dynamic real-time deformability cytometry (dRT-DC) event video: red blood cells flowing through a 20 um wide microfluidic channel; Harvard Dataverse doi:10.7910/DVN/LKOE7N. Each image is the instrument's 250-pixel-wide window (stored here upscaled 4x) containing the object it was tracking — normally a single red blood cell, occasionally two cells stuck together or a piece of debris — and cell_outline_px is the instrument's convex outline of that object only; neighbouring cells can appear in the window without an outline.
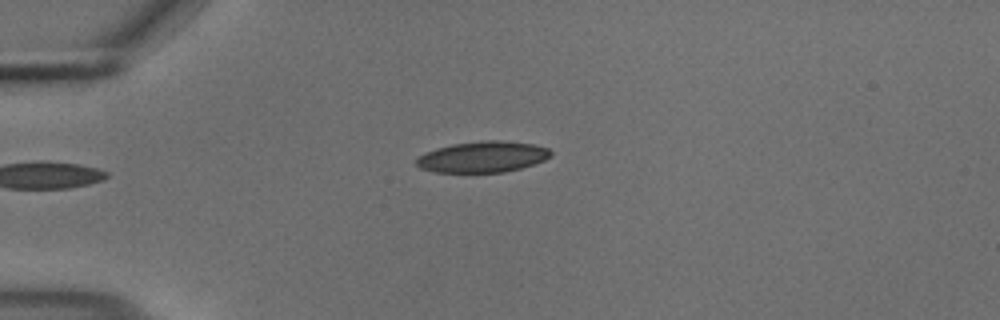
{"species": "common noctule bat (a hibernating species)", "species_latin": "Nyctalus noctula", "temperature_condition": "cold", "stored_images_in_passage": 37, "camera_frame_rate_fps": 3000, "um_per_image_px": 0.085, "animal": {"sex": "male", "body_mass_g": 18.8}, "frame": {"image": 1, "passage_image": 1, "time_ms": 0.0, "image_size_px": [1000, 320], "cell_outline_px": [[552, 156], [544, 160], [520, 168], [504, 172], [436, 172], [420, 168], [416, 164], [416, 160], [420, 156], [436, 148], [452, 144], [484, 140], [500, 140], [532, 144], [548, 148], [552, 152]], "centroid_in_image_um": [41.04, 13.33], "position_along_channel_um": 44.0, "area_um2": 24.1}}
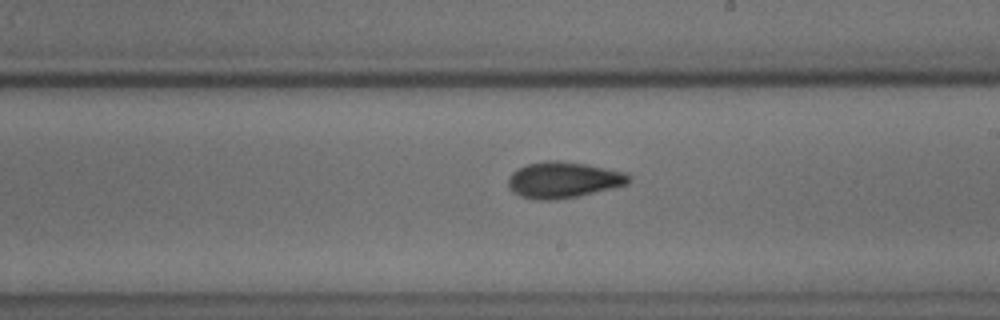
{"frame": {"image": 2, "passage_image": 19, "time_ms": 6.0, "image_size_px": [1000, 320], "cell_outline_px": [[632, 180], [628, 184], [580, 196], [556, 200], [532, 200], [520, 196], [512, 192], [508, 188], [508, 176], [512, 172], [528, 164], [544, 160], [556, 160], [584, 164], [628, 172], [632, 176]], "centroid_in_image_um": [47.89, 15.3], "position_along_channel_um": 241.1, "area_um2": 25.78}}
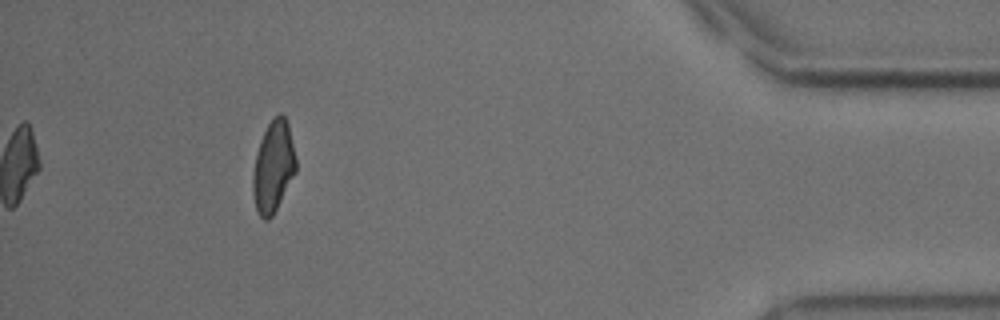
{"frame": {"image": 3, "passage_image": 37, "time_ms": 12.0, "image_size_px": [1000, 320], "cell_outline_px": [[296, 172], [272, 216], [268, 220], [264, 220], [260, 216], [256, 208], [252, 192], [252, 176], [256, 156], [260, 140], [268, 124], [280, 112], [284, 116], [288, 124], [296, 156]], "centroid_in_image_um": [23.23, 14.18], "position_along_channel_um": 412.0, "area_um2": 22.72}, "authors_computed_cell_mechanics": {"area_um2": 24.3916, "velocity_mm_per_s": 3.7078, "shape_relaxation_time_tau1_ms": 5.1731, "shape_relaxation_time_tau2_ms": 2.8857, "deformation_change_tau1": 0.1297, "deformation_change_tau2": 0.0956}}